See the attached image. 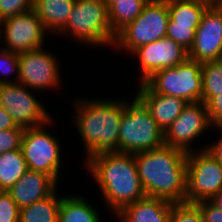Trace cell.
I'll return each mask as SVG.
<instances>
[{"label":"cell","mask_w":222,"mask_h":222,"mask_svg":"<svg viewBox=\"0 0 222 222\" xmlns=\"http://www.w3.org/2000/svg\"><path fill=\"white\" fill-rule=\"evenodd\" d=\"M169 18L167 0H149L141 14L116 34L113 48L131 54L142 45L166 37Z\"/></svg>","instance_id":"8992f818"},{"label":"cell","mask_w":222,"mask_h":222,"mask_svg":"<svg viewBox=\"0 0 222 222\" xmlns=\"http://www.w3.org/2000/svg\"><path fill=\"white\" fill-rule=\"evenodd\" d=\"M95 47H113L108 7L102 0H76L66 26L57 34Z\"/></svg>","instance_id":"277c9868"},{"label":"cell","mask_w":222,"mask_h":222,"mask_svg":"<svg viewBox=\"0 0 222 222\" xmlns=\"http://www.w3.org/2000/svg\"><path fill=\"white\" fill-rule=\"evenodd\" d=\"M57 185L51 176L28 170L7 192L21 209L49 196Z\"/></svg>","instance_id":"e0dca14e"},{"label":"cell","mask_w":222,"mask_h":222,"mask_svg":"<svg viewBox=\"0 0 222 222\" xmlns=\"http://www.w3.org/2000/svg\"><path fill=\"white\" fill-rule=\"evenodd\" d=\"M210 4H221L222 0H204Z\"/></svg>","instance_id":"74e56055"},{"label":"cell","mask_w":222,"mask_h":222,"mask_svg":"<svg viewBox=\"0 0 222 222\" xmlns=\"http://www.w3.org/2000/svg\"><path fill=\"white\" fill-rule=\"evenodd\" d=\"M33 9V0H0V22Z\"/></svg>","instance_id":"83f0119b"},{"label":"cell","mask_w":222,"mask_h":222,"mask_svg":"<svg viewBox=\"0 0 222 222\" xmlns=\"http://www.w3.org/2000/svg\"><path fill=\"white\" fill-rule=\"evenodd\" d=\"M20 208L7 191L0 194V222H19Z\"/></svg>","instance_id":"4dcf8cb0"},{"label":"cell","mask_w":222,"mask_h":222,"mask_svg":"<svg viewBox=\"0 0 222 222\" xmlns=\"http://www.w3.org/2000/svg\"><path fill=\"white\" fill-rule=\"evenodd\" d=\"M76 0H33V10L46 30L58 34L67 24Z\"/></svg>","instance_id":"d6986e66"},{"label":"cell","mask_w":222,"mask_h":222,"mask_svg":"<svg viewBox=\"0 0 222 222\" xmlns=\"http://www.w3.org/2000/svg\"><path fill=\"white\" fill-rule=\"evenodd\" d=\"M140 182L146 196L185 203L187 153L163 144L134 153Z\"/></svg>","instance_id":"6da1fadb"},{"label":"cell","mask_w":222,"mask_h":222,"mask_svg":"<svg viewBox=\"0 0 222 222\" xmlns=\"http://www.w3.org/2000/svg\"><path fill=\"white\" fill-rule=\"evenodd\" d=\"M27 171L21 149L0 154V188L3 191H8Z\"/></svg>","instance_id":"603a6c76"},{"label":"cell","mask_w":222,"mask_h":222,"mask_svg":"<svg viewBox=\"0 0 222 222\" xmlns=\"http://www.w3.org/2000/svg\"><path fill=\"white\" fill-rule=\"evenodd\" d=\"M196 29L197 28L173 26L168 22L166 37L174 40L189 51L194 42Z\"/></svg>","instance_id":"f1b7e54d"},{"label":"cell","mask_w":222,"mask_h":222,"mask_svg":"<svg viewBox=\"0 0 222 222\" xmlns=\"http://www.w3.org/2000/svg\"><path fill=\"white\" fill-rule=\"evenodd\" d=\"M209 201L220 210H222V190L215 194Z\"/></svg>","instance_id":"d590c367"},{"label":"cell","mask_w":222,"mask_h":222,"mask_svg":"<svg viewBox=\"0 0 222 222\" xmlns=\"http://www.w3.org/2000/svg\"><path fill=\"white\" fill-rule=\"evenodd\" d=\"M80 195L61 198L58 222H101L98 211Z\"/></svg>","instance_id":"44dd1931"},{"label":"cell","mask_w":222,"mask_h":222,"mask_svg":"<svg viewBox=\"0 0 222 222\" xmlns=\"http://www.w3.org/2000/svg\"><path fill=\"white\" fill-rule=\"evenodd\" d=\"M210 5L204 0H167L169 23L173 26L198 28Z\"/></svg>","instance_id":"ffe728a7"},{"label":"cell","mask_w":222,"mask_h":222,"mask_svg":"<svg viewBox=\"0 0 222 222\" xmlns=\"http://www.w3.org/2000/svg\"><path fill=\"white\" fill-rule=\"evenodd\" d=\"M29 90L20 83L0 84V106L17 126L23 128L38 127L54 119L44 107L45 104Z\"/></svg>","instance_id":"30bf717a"},{"label":"cell","mask_w":222,"mask_h":222,"mask_svg":"<svg viewBox=\"0 0 222 222\" xmlns=\"http://www.w3.org/2000/svg\"><path fill=\"white\" fill-rule=\"evenodd\" d=\"M84 165L102 191L106 207L113 214L146 196L134 154L102 152L90 157Z\"/></svg>","instance_id":"7a4b0ae2"},{"label":"cell","mask_w":222,"mask_h":222,"mask_svg":"<svg viewBox=\"0 0 222 222\" xmlns=\"http://www.w3.org/2000/svg\"><path fill=\"white\" fill-rule=\"evenodd\" d=\"M149 0H118L109 8L111 30L116 35L127 24L135 20Z\"/></svg>","instance_id":"cb8c5ba5"},{"label":"cell","mask_w":222,"mask_h":222,"mask_svg":"<svg viewBox=\"0 0 222 222\" xmlns=\"http://www.w3.org/2000/svg\"><path fill=\"white\" fill-rule=\"evenodd\" d=\"M131 55L137 57L140 66V83L153 73L183 63L188 51L174 40L164 37L135 49Z\"/></svg>","instance_id":"9a60e30c"},{"label":"cell","mask_w":222,"mask_h":222,"mask_svg":"<svg viewBox=\"0 0 222 222\" xmlns=\"http://www.w3.org/2000/svg\"><path fill=\"white\" fill-rule=\"evenodd\" d=\"M200 210L203 222H222V210L209 200L194 203Z\"/></svg>","instance_id":"1f68e13d"},{"label":"cell","mask_w":222,"mask_h":222,"mask_svg":"<svg viewBox=\"0 0 222 222\" xmlns=\"http://www.w3.org/2000/svg\"><path fill=\"white\" fill-rule=\"evenodd\" d=\"M217 131H221V136L214 143L205 146V149L219 162L222 166V125L214 126Z\"/></svg>","instance_id":"836d02e7"},{"label":"cell","mask_w":222,"mask_h":222,"mask_svg":"<svg viewBox=\"0 0 222 222\" xmlns=\"http://www.w3.org/2000/svg\"><path fill=\"white\" fill-rule=\"evenodd\" d=\"M207 106L202 101L188 103L180 116L164 132V144L186 153L199 151L191 144L211 128Z\"/></svg>","instance_id":"4fadbf2b"},{"label":"cell","mask_w":222,"mask_h":222,"mask_svg":"<svg viewBox=\"0 0 222 222\" xmlns=\"http://www.w3.org/2000/svg\"><path fill=\"white\" fill-rule=\"evenodd\" d=\"M25 128L17 126L8 130H0V154L21 149Z\"/></svg>","instance_id":"f546056e"},{"label":"cell","mask_w":222,"mask_h":222,"mask_svg":"<svg viewBox=\"0 0 222 222\" xmlns=\"http://www.w3.org/2000/svg\"><path fill=\"white\" fill-rule=\"evenodd\" d=\"M106 6L109 8L113 3L117 2L118 0H102Z\"/></svg>","instance_id":"8d00e7d4"},{"label":"cell","mask_w":222,"mask_h":222,"mask_svg":"<svg viewBox=\"0 0 222 222\" xmlns=\"http://www.w3.org/2000/svg\"><path fill=\"white\" fill-rule=\"evenodd\" d=\"M52 122L53 119L38 127L25 128L21 150L28 170L45 173L58 183L61 173L59 170L62 167L61 141L45 129V126L50 127Z\"/></svg>","instance_id":"ba28073f"},{"label":"cell","mask_w":222,"mask_h":222,"mask_svg":"<svg viewBox=\"0 0 222 222\" xmlns=\"http://www.w3.org/2000/svg\"><path fill=\"white\" fill-rule=\"evenodd\" d=\"M136 97L144 104L150 115L163 131L180 116L188 102L181 98L152 92L144 83H139Z\"/></svg>","instance_id":"2e32d148"},{"label":"cell","mask_w":222,"mask_h":222,"mask_svg":"<svg viewBox=\"0 0 222 222\" xmlns=\"http://www.w3.org/2000/svg\"><path fill=\"white\" fill-rule=\"evenodd\" d=\"M188 58L200 63L222 60V6L211 4L196 29Z\"/></svg>","instance_id":"5bb4252c"},{"label":"cell","mask_w":222,"mask_h":222,"mask_svg":"<svg viewBox=\"0 0 222 222\" xmlns=\"http://www.w3.org/2000/svg\"><path fill=\"white\" fill-rule=\"evenodd\" d=\"M222 190V166L205 149L187 153L185 203L210 200Z\"/></svg>","instance_id":"9c48e42d"},{"label":"cell","mask_w":222,"mask_h":222,"mask_svg":"<svg viewBox=\"0 0 222 222\" xmlns=\"http://www.w3.org/2000/svg\"><path fill=\"white\" fill-rule=\"evenodd\" d=\"M16 127L17 125L12 117L0 106V130H8Z\"/></svg>","instance_id":"e575fe53"},{"label":"cell","mask_w":222,"mask_h":222,"mask_svg":"<svg viewBox=\"0 0 222 222\" xmlns=\"http://www.w3.org/2000/svg\"><path fill=\"white\" fill-rule=\"evenodd\" d=\"M18 60H19L18 53H14L12 51L0 47V75L2 76V77L0 76V84L18 83L19 81ZM12 73L15 77L11 80V78L9 79L8 76L10 75L12 76Z\"/></svg>","instance_id":"484cf974"},{"label":"cell","mask_w":222,"mask_h":222,"mask_svg":"<svg viewBox=\"0 0 222 222\" xmlns=\"http://www.w3.org/2000/svg\"><path fill=\"white\" fill-rule=\"evenodd\" d=\"M164 133L158 127L144 104L135 96L125 99V110L121 117L118 152L134 154L161 147Z\"/></svg>","instance_id":"5b68a950"},{"label":"cell","mask_w":222,"mask_h":222,"mask_svg":"<svg viewBox=\"0 0 222 222\" xmlns=\"http://www.w3.org/2000/svg\"><path fill=\"white\" fill-rule=\"evenodd\" d=\"M56 190L49 196L20 209L19 222H58L61 196Z\"/></svg>","instance_id":"7402d4cb"},{"label":"cell","mask_w":222,"mask_h":222,"mask_svg":"<svg viewBox=\"0 0 222 222\" xmlns=\"http://www.w3.org/2000/svg\"><path fill=\"white\" fill-rule=\"evenodd\" d=\"M47 33L48 31L32 9L0 22V43L6 44L1 48L18 54L44 48Z\"/></svg>","instance_id":"8fae6325"},{"label":"cell","mask_w":222,"mask_h":222,"mask_svg":"<svg viewBox=\"0 0 222 222\" xmlns=\"http://www.w3.org/2000/svg\"><path fill=\"white\" fill-rule=\"evenodd\" d=\"M202 102L222 93V60L202 63Z\"/></svg>","instance_id":"d4e9b609"},{"label":"cell","mask_w":222,"mask_h":222,"mask_svg":"<svg viewBox=\"0 0 222 222\" xmlns=\"http://www.w3.org/2000/svg\"><path fill=\"white\" fill-rule=\"evenodd\" d=\"M170 222H203L199 208L193 203L172 205Z\"/></svg>","instance_id":"4316f807"},{"label":"cell","mask_w":222,"mask_h":222,"mask_svg":"<svg viewBox=\"0 0 222 222\" xmlns=\"http://www.w3.org/2000/svg\"><path fill=\"white\" fill-rule=\"evenodd\" d=\"M76 100L73 106L74 124L84 144L85 162L102 152H118L120 122L125 110V99L80 98Z\"/></svg>","instance_id":"3957f363"},{"label":"cell","mask_w":222,"mask_h":222,"mask_svg":"<svg viewBox=\"0 0 222 222\" xmlns=\"http://www.w3.org/2000/svg\"><path fill=\"white\" fill-rule=\"evenodd\" d=\"M202 63L187 58L183 63L153 73L143 83L154 93L181 98L188 103L202 101Z\"/></svg>","instance_id":"52a82bcc"},{"label":"cell","mask_w":222,"mask_h":222,"mask_svg":"<svg viewBox=\"0 0 222 222\" xmlns=\"http://www.w3.org/2000/svg\"><path fill=\"white\" fill-rule=\"evenodd\" d=\"M174 203L145 196L124 206L115 216L122 222H170Z\"/></svg>","instance_id":"ac0fdd59"},{"label":"cell","mask_w":222,"mask_h":222,"mask_svg":"<svg viewBox=\"0 0 222 222\" xmlns=\"http://www.w3.org/2000/svg\"><path fill=\"white\" fill-rule=\"evenodd\" d=\"M206 106L212 126L222 125V93L212 97Z\"/></svg>","instance_id":"d6a6232c"},{"label":"cell","mask_w":222,"mask_h":222,"mask_svg":"<svg viewBox=\"0 0 222 222\" xmlns=\"http://www.w3.org/2000/svg\"><path fill=\"white\" fill-rule=\"evenodd\" d=\"M56 56L43 47L19 53V81L29 89L55 90L61 85L60 65Z\"/></svg>","instance_id":"7c38bea8"}]
</instances>
